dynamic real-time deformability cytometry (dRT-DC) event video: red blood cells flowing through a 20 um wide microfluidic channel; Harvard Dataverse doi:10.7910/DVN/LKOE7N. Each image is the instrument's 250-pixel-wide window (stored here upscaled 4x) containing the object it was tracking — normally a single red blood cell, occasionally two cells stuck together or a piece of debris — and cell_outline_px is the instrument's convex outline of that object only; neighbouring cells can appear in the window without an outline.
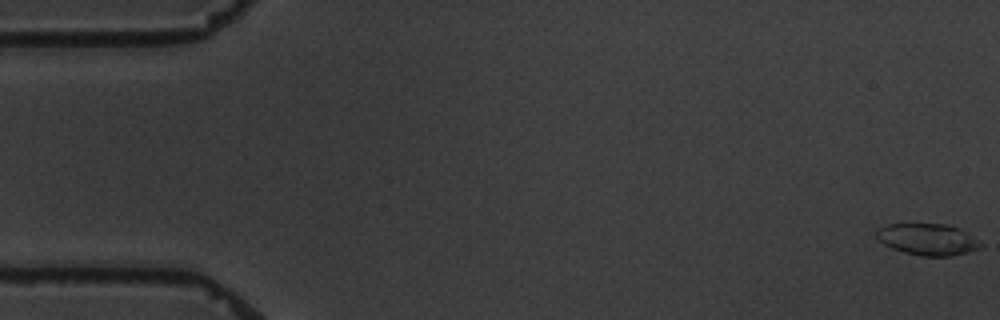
{"species": "common noctule bat (a hibernating species)", "species_latin": "Nyctalus noctula", "temperature_condition": "warm", "stored_images_in_passage": 6, "camera_frame_rate_fps": 3000, "um_per_image_px": 0.085, "animal": {"sex": "male", "body_mass_g": 19.5, "forearm_length_mm": 54.6}, "frame": {"image": 1, "passage_image": 1, "time_ms": 0.0, "image_size_px": [1000, 320], "cell_outline_px": [[984, 248], [952, 256], [920, 256], [904, 252], [892, 248], [884, 244], [876, 236], [876, 228], [888, 224], [944, 224], [960, 228], [984, 244]], "centroid_in_image_um": [78.89, 20.35], "position_along_channel_um": 6.1, "area_um2": 19.31}}
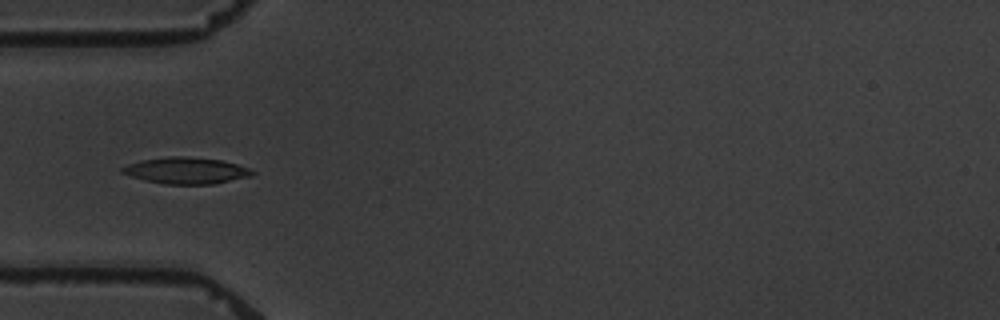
{"frame": {"image": 2, "passage_image": 6, "time_ms": 6.0, "image_size_px": [1000, 320], "cell_outline_px": [[256, 172], [252, 176], [216, 184], [164, 184], [144, 180], [120, 172], [120, 168], [128, 164], [140, 160], [168, 156], [184, 156], [220, 160], [236, 164], [248, 168]], "centroid_in_image_um": [15.82, 14.5], "position_along_channel_um": 69.2, "area_um2": 20.11}}